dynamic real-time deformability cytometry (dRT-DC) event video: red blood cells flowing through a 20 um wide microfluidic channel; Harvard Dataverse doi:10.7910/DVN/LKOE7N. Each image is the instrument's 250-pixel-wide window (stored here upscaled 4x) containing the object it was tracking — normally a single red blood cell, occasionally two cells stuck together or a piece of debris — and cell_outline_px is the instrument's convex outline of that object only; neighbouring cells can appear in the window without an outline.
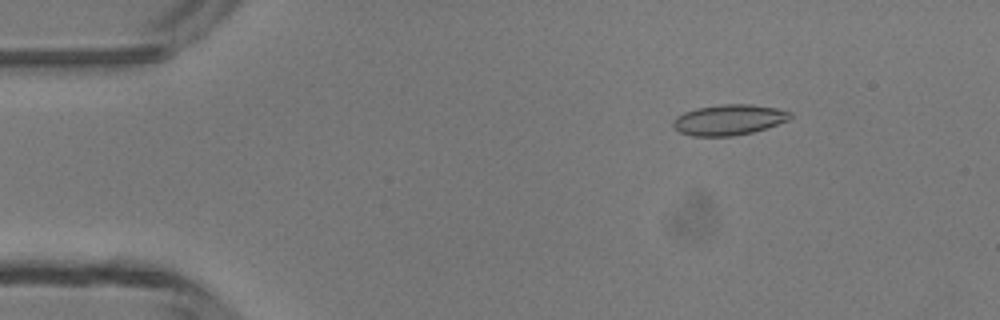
{"species": "common noctule bat (a hibernating species)", "species_latin": "Nyctalus noctula", "temperature_condition": "room temperature", "stored_images_in_passage": 4, "camera_frame_rate_fps": 3000, "um_per_image_px": 0.085, "animal": {"sex": "male", "body_mass_g": 13.3}, "frame": {"image": 1, "passage_image": 2, "time_ms": 1.0, "image_size_px": [1000, 320], "cell_outline_px": [[792, 116], [788, 120], [752, 132], [732, 136], [692, 136], [680, 132], [672, 124], [672, 120], [676, 116], [684, 112], [696, 108], [720, 104], [752, 104], [776, 108], [792, 112]], "centroid_in_image_um": [61.93, 10.17], "position_along_channel_um": 23.1, "area_um2": 20.81}}
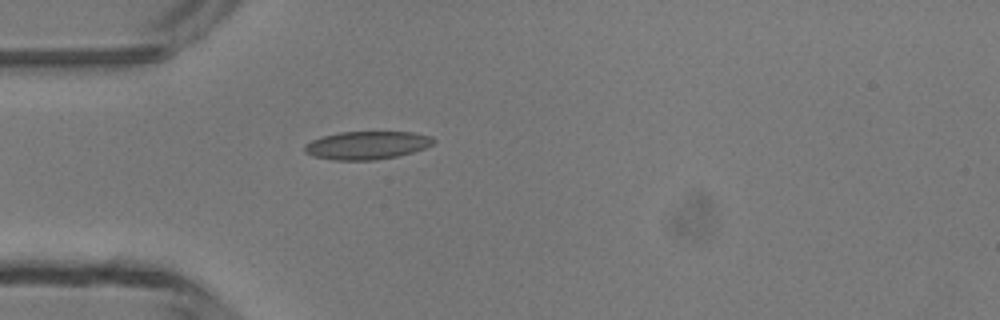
{"frame": {"image": 2, "passage_image": 4, "time_ms": 3.333, "image_size_px": [1000, 320], "cell_outline_px": [[436, 140], [432, 144], [424, 148], [412, 152], [396, 156], [376, 160], [336, 160], [316, 156], [304, 152], [304, 144], [320, 136], [340, 132], [412, 132], [432, 136]], "centroid_in_image_um": [31.18, 12.34], "position_along_channel_um": 53.8, "area_um2": 21.04}}